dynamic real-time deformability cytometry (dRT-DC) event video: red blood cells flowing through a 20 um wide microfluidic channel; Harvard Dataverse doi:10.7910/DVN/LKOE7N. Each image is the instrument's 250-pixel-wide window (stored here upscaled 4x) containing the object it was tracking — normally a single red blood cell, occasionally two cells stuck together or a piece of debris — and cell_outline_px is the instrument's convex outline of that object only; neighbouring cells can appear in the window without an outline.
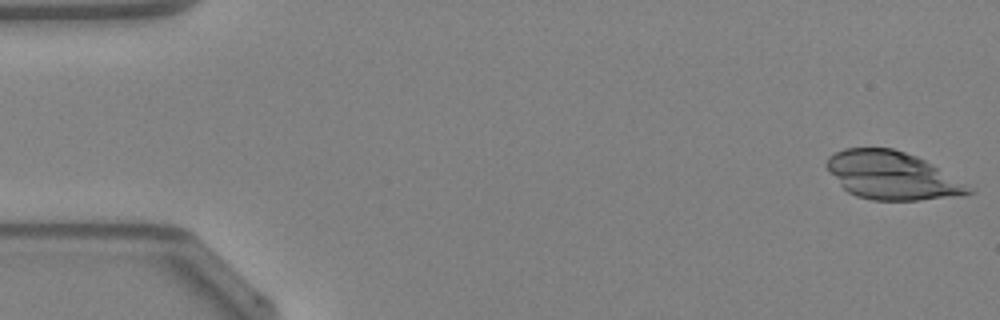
{"species": "Egyptian fruit bat (a non-hibernating species)", "species_latin": "Rousettus aegyptiacus", "temperature_condition": "warm", "stored_images_in_passage": 47, "camera_frame_rate_fps": 3000, "um_per_image_px": 0.085, "animal": {"sex": "female"}, "frame": {"image": 1, "passage_image": 1, "time_ms": 0.0, "image_size_px": [1000, 320], "cell_outline_px": [[976, 192], [916, 200], [872, 200], [856, 196], [848, 192], [840, 184], [824, 164], [828, 156], [844, 148], [892, 148], [916, 156], [924, 160]], "centroid_in_image_um": [75.7, 14.9], "position_along_channel_um": 9.3, "area_um2": 38.49}}